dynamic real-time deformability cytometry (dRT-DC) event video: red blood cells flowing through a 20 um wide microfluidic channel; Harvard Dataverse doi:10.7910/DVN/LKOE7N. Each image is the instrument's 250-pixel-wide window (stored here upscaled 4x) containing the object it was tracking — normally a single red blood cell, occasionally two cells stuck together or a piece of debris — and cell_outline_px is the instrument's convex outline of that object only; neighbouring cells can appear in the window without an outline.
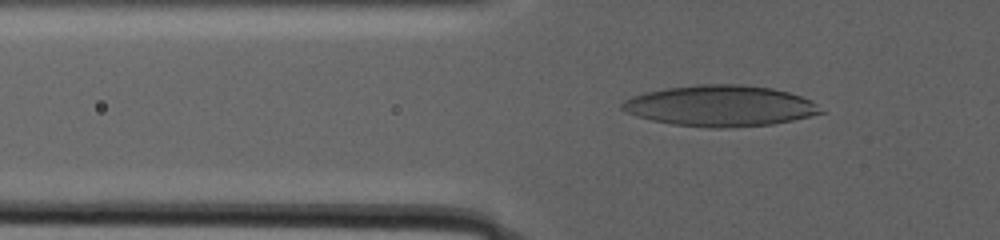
{"species": "human", "species_latin": "Homo sapiens", "temperature_condition": "warm", "stored_images_in_passage": 87, "camera_frame_rate_fps": 3000, "um_per_image_px": 0.085, "donor": {"sex": "male"}, "frame": {"image": 1, "passage_image": 58, "time_ms": 14.333, "image_size_px": [1000, 240], "cell_outline_px": [[824, 112], [792, 120], [772, 124], [724, 128], [708, 128], [672, 124], [652, 120], [636, 116], [620, 108], [620, 104], [624, 100], [632, 96], [644, 92], [664, 88], [700, 84], [740, 84], [772, 88], [788, 92], [812, 100]], "centroid_in_image_um": [61.18, 8.99], "position_along_channel_um": 64.6, "area_um2": 47.4}}
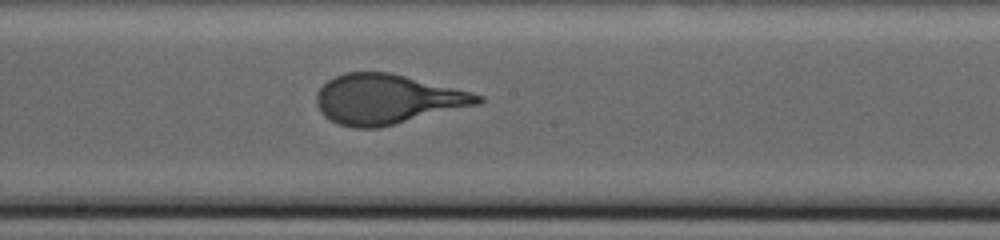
{"frame": {"image": 2, "passage_image": 75, "time_ms": 22.667, "image_size_px": [1000, 240], "cell_outline_px": [[484, 100], [480, 104], [376, 128], [352, 128], [340, 124], [324, 116], [320, 112], [316, 104], [316, 92], [328, 80], [344, 72], [388, 72], [472, 92], [484, 96]], "centroid_in_image_um": [32.89, 8.43], "position_along_channel_um": 215.3, "area_um2": 46.47}}
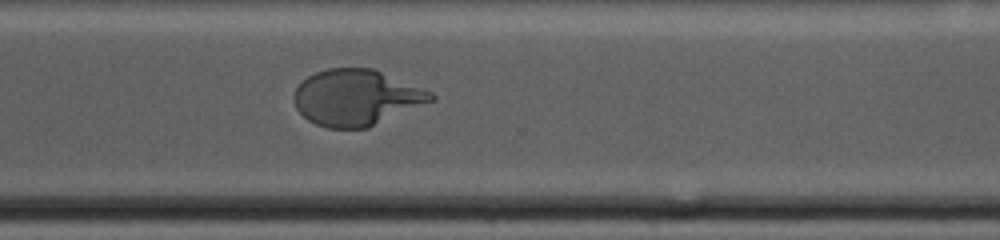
{"frame": {"image": 3, "passage_image": 87, "time_ms": 29.0, "image_size_px": [1000, 240], "cell_outline_px": [[436, 100], [368, 128], [328, 128], [316, 124], [308, 120], [296, 108], [296, 88], [308, 76], [316, 72], [328, 68], [372, 68], [432, 92], [436, 96]], "centroid_in_image_um": [30.33, 8.3], "position_along_channel_um": 340.3, "area_um2": 44.39}}